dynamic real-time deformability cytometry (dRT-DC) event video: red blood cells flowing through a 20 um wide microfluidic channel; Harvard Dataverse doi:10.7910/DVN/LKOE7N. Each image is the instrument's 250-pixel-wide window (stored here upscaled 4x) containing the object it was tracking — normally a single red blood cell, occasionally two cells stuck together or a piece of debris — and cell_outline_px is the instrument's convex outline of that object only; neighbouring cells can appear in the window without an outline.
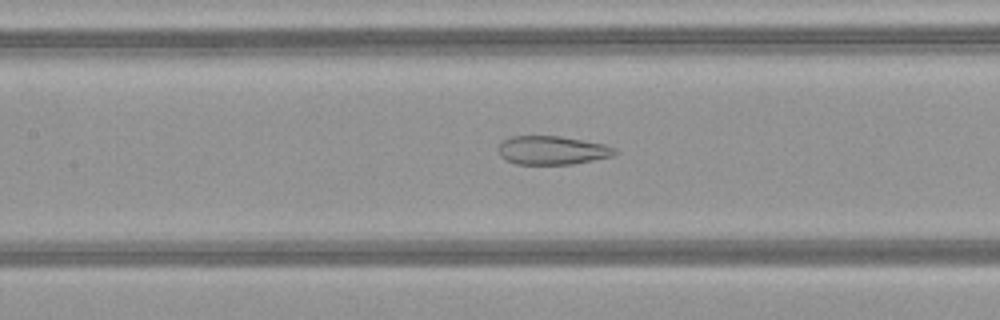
{"species": "common noctule bat (a hibernating species)", "species_latin": "Nyctalus noctula", "temperature_condition": "warm", "stored_images_in_passage": 50, "camera_frame_rate_fps": 3000, "um_per_image_px": 0.085, "animal": {"sex": "female", "body_mass_g": 21.9}, "frame": {"image": 1, "passage_image": 24, "time_ms": 7.667, "image_size_px": [1000, 320], "cell_outline_px": [[620, 152], [612, 156], [572, 164], [516, 164], [504, 160], [500, 156], [496, 148], [504, 140], [512, 136], [560, 136], [604, 144], [616, 148]], "centroid_in_image_um": [46.92, 12.78], "position_along_channel_um": 160.5, "area_um2": 19.54}}
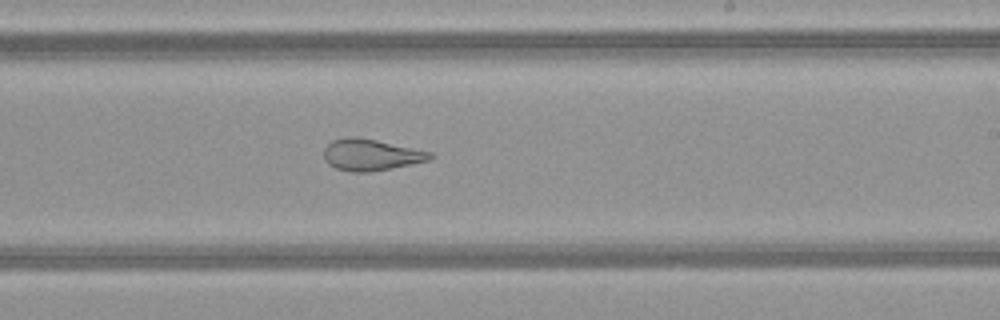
{"frame": {"image": 2, "passage_image": 31, "time_ms": 10.0, "image_size_px": [1000, 320], "cell_outline_px": [[436, 156], [432, 160], [392, 168], [368, 172], [352, 172], [336, 168], [328, 164], [324, 160], [324, 148], [332, 140], [348, 136], [356, 136], [376, 140], [432, 152]], "centroid_in_image_um": [31.55, 13.16], "position_along_channel_um": 257.5, "area_um2": 19.65}}
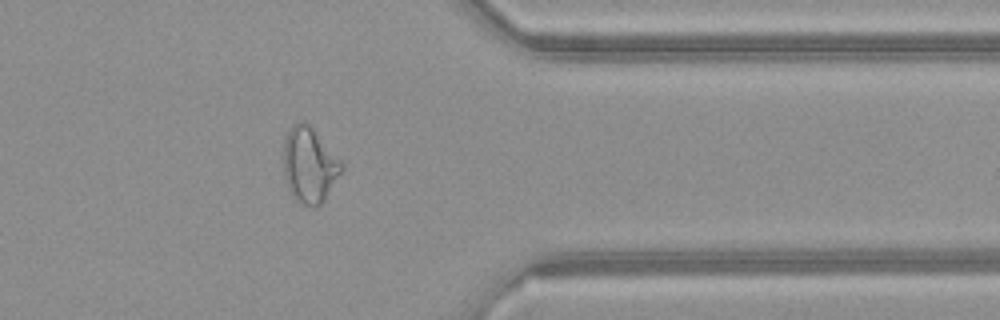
{"frame": {"image": 3, "passage_image": 41, "time_ms": 13.333, "image_size_px": [1000, 320], "cell_outline_px": [[344, 168], [324, 200], [316, 208], [312, 208], [300, 204], [292, 196], [288, 188], [284, 176], [284, 140], [292, 124], [300, 120], [304, 120], [312, 128], [344, 164]], "centroid_in_image_um": [26.29, 14.05], "position_along_channel_um": 385.1, "area_um2": 25.55}, "authors_computed_cell_mechanics": {"area_um2": 27.1082, "velocity_mm_per_s": 4.1771, "shape_relaxation_time_tau1_ms": null, "shape_relaxation_time_tau2_ms": 1.4777, "deformation_change_tau1": null, "deformation_change_tau2": 0.1086}}